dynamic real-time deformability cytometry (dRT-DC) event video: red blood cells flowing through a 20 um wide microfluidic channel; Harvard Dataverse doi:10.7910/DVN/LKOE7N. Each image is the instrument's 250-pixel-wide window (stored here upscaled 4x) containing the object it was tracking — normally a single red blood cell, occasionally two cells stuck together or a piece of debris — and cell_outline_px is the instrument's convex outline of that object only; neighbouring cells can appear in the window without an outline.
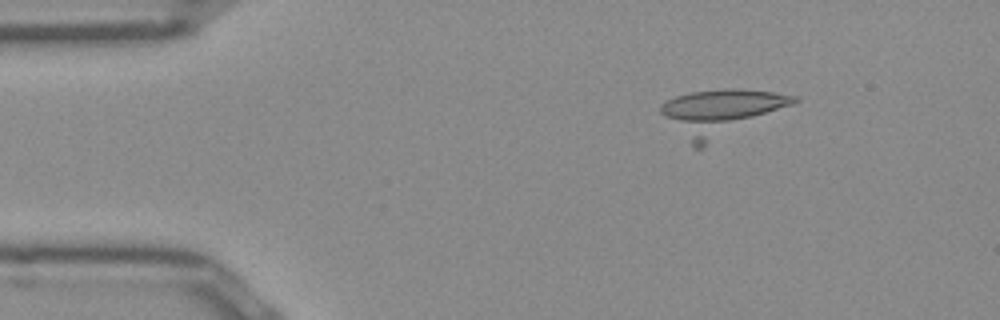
{"species": "Egyptian fruit bat (a non-hibernating species)", "species_latin": "Rousettus aegyptiacus", "temperature_condition": "room temperature", "stored_images_in_passage": 57, "segment_of_instrument_passage": [1, 2], "camera_frame_rate_fps": 3000, "um_per_image_px": 0.085, "frame": {"image": 1, "passage_image": 11, "time_ms": 3.333, "image_size_px": [1000, 320], "cell_outline_px": [[800, 100], [704, 148], [696, 148], [660, 112], [660, 104], [676, 96], [692, 92], [724, 88], [736, 88], [772, 92], [800, 96]], "centroid_in_image_um": [61.29, 9.53], "position_along_channel_um": 23.7, "area_um2": 35.08}}
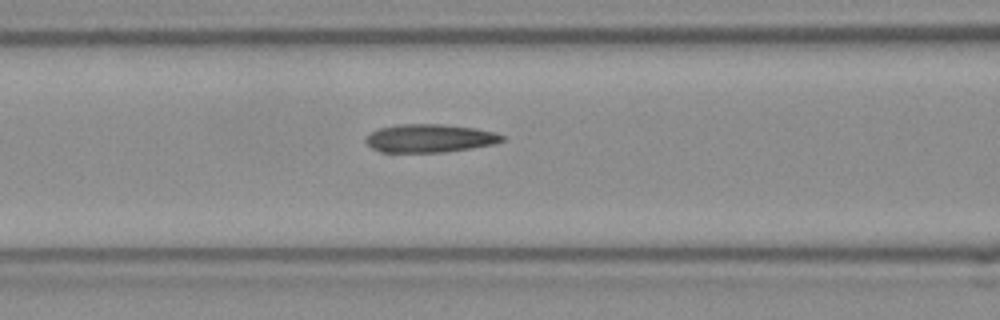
{"frame": {"image": 2, "passage_image": 24, "time_ms": 7.667, "image_size_px": [1000, 320], "cell_outline_px": [[504, 140], [492, 144], [444, 152], [380, 152], [372, 148], [364, 140], [364, 136], [380, 128], [396, 124], [444, 124], [476, 128], [496, 132], [504, 136]], "centroid_in_image_um": [36.49, 11.74], "position_along_channel_um": 130.1, "area_um2": 22.43}}
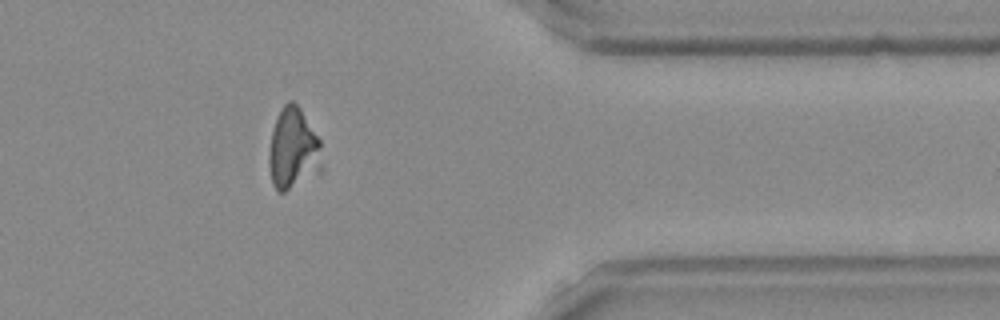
{"frame": {"image": 3, "passage_image": 45, "time_ms": 14.667, "image_size_px": [1000, 320], "cell_outline_px": [[320, 148], [312, 160], [288, 188], [284, 192], [276, 192], [272, 184], [268, 164], [268, 156], [272, 132], [276, 116], [284, 104], [288, 100], [292, 100], [300, 108], [320, 140]], "centroid_in_image_um": [24.72, 12.43], "position_along_channel_um": 386.7, "area_um2": 22.25}}